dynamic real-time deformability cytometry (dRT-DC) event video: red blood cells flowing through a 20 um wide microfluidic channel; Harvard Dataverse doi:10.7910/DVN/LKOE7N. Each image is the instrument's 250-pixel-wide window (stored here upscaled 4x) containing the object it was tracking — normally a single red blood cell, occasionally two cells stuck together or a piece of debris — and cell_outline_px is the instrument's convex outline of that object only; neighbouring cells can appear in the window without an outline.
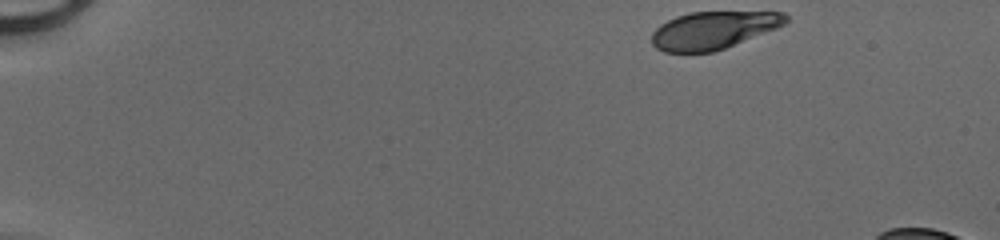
{"species": "human", "species_latin": "Homo sapiens", "temperature_condition": "cold", "stored_images_in_passage": 42, "camera_frame_rate_fps": 3000, "um_per_image_px": 0.085, "donor": {"sex": "male"}, "frame": {"image": 1, "passage_image": 1, "time_ms": 0.0, "image_size_px": [1000, 240], "cell_outline_px": [[788, 20], [784, 24], [776, 28], [724, 48], [712, 52], [664, 52], [656, 48], [652, 44], [652, 32], [660, 24], [676, 16], [692, 12], [784, 12], [788, 16]], "centroid_in_image_um": [60.6, 2.56], "position_along_channel_um": 24.4, "area_um2": 29.07}}
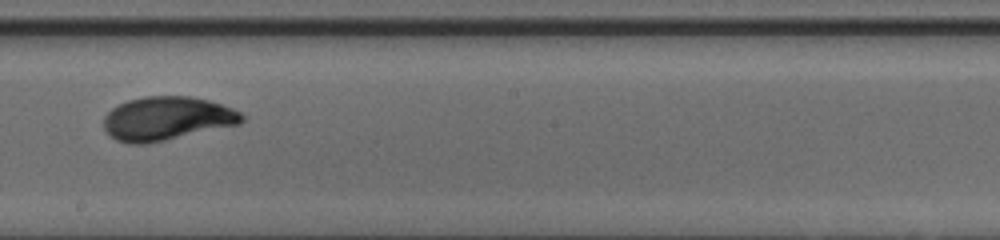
{"frame": {"image": 2, "passage_image": 24, "time_ms": 7.667, "image_size_px": [1000, 240], "cell_outline_px": [[244, 120], [240, 124], [164, 140], [144, 144], [128, 144], [116, 140], [108, 136], [104, 128], [104, 116], [112, 108], [128, 100], [144, 96], [188, 96], [208, 100], [232, 108], [240, 112], [244, 116]], "centroid_in_image_um": [14.15, 10.08], "position_along_channel_um": 234.0, "area_um2": 35.08}}
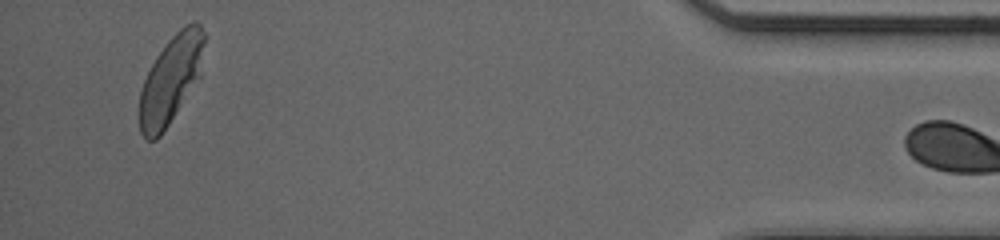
{"frame": {"image": 3, "passage_image": 41, "time_ms": 13.333, "image_size_px": [1000, 240], "cell_outline_px": [[204, 44], [200, 76], [160, 136], [156, 140], [144, 140], [140, 132], [140, 92], [144, 80], [156, 56], [168, 40], [184, 24], [192, 20], [196, 20], [200, 24], [204, 32]], "centroid_in_image_um": [14.52, 6.73], "position_along_channel_um": 420.7, "area_um2": 32.89}}